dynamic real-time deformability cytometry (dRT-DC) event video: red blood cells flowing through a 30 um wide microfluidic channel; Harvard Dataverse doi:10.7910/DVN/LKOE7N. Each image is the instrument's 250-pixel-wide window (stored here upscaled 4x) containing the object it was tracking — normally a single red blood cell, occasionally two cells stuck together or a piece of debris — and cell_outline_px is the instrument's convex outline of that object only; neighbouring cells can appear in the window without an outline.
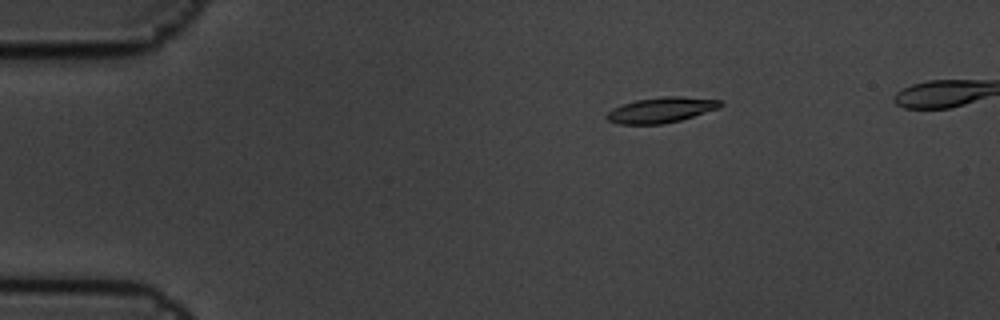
{"species": "common noctule bat (a hibernating species)", "species_latin": "Nyctalus noctula", "temperature_condition": "cold", "stored_images_in_passage": 4, "camera_frame_rate_fps": 3000, "um_per_image_px": 0.085, "animal": {"sex": "male", "body_mass_g": 19.5, "forearm_length_mm": 54.6}, "frame": {"image": 1, "passage_image": 1, "time_ms": 0.0, "image_size_px": [1000, 320], "cell_outline_px": [[724, 104], [720, 108], [680, 120], [660, 124], [620, 124], [608, 120], [604, 116], [612, 108], [636, 100], [664, 96], [684, 96], [720, 100]], "centroid_in_image_um": [56.22, 9.34], "position_along_channel_um": 28.8, "area_um2": 16.82}}